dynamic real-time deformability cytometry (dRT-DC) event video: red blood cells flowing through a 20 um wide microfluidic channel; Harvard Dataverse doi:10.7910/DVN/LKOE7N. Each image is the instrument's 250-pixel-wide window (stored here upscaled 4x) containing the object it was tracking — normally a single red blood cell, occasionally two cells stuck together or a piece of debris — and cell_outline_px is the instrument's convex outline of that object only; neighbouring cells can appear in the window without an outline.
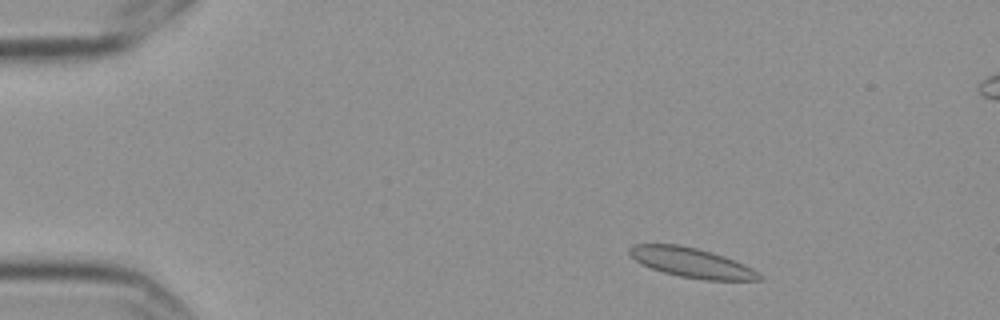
{"species": "Egyptian fruit bat (a non-hibernating species)", "species_latin": "Rousettus aegyptiacus", "temperature_condition": "cold", "stored_images_in_passage": 10, "camera_frame_rate_fps": 3000, "um_per_image_px": 0.085, "frame": {"image": 1, "passage_image": 1, "time_ms": 0.0, "image_size_px": [1000, 320], "cell_outline_px": [[764, 280], [704, 280], [680, 276], [664, 272], [640, 264], [628, 252], [628, 248], [632, 244], [680, 244], [712, 252], [724, 256], [744, 264], [752, 268], [764, 276]], "centroid_in_image_um": [58.8, 22.32], "position_along_channel_um": 26.2, "area_um2": 22.48}}
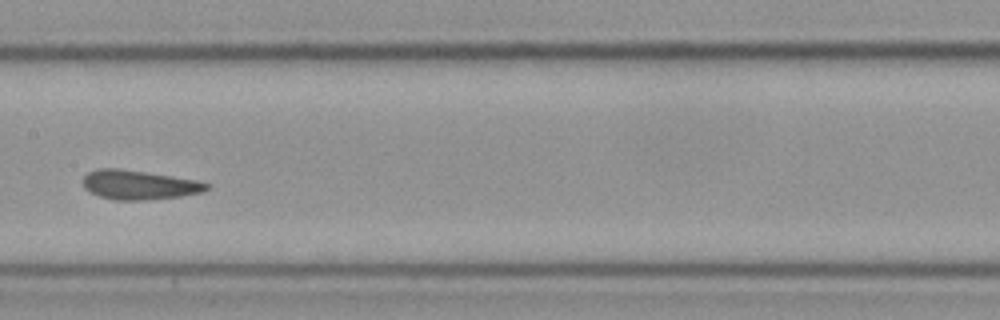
{"frame": {"image": 2, "passage_image": 7, "time_ms": 2.0, "image_size_px": [1000, 320], "cell_outline_px": [[208, 188], [204, 192], [180, 196], [144, 200], [116, 200], [100, 196], [88, 192], [84, 188], [84, 176], [88, 172], [96, 168], [120, 168], [172, 176], [196, 180], [208, 184]], "centroid_in_image_um": [11.78, 15.71], "position_along_channel_um": 195.6, "area_um2": 21.04}}
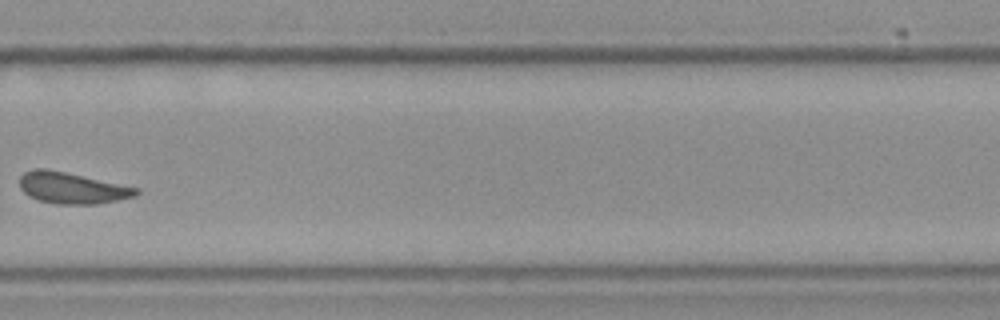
{"frame": {"image": 3, "passage_image": 10, "time_ms": 3.0, "image_size_px": [1000, 320], "cell_outline_px": [[140, 192], [136, 196], [96, 204], [56, 204], [40, 200], [28, 196], [20, 188], [20, 176], [24, 172], [36, 168], [48, 168], [140, 188]], "centroid_in_image_um": [6.12, 15.97], "position_along_channel_um": 323.7, "area_um2": 21.33}}